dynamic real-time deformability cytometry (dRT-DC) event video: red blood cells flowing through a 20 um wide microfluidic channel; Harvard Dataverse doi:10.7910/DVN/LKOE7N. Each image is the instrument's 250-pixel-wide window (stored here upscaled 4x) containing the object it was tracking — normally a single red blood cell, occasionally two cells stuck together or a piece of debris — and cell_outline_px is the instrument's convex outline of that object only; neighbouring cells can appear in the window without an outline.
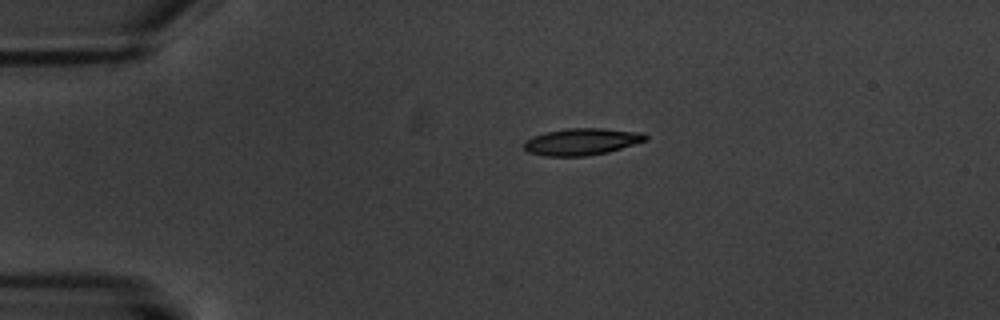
{"species": "common noctule bat (a hibernating species)", "species_latin": "Nyctalus noctula", "temperature_condition": "warm", "stored_images_in_passage": 3, "camera_frame_rate_fps": 3000, "um_per_image_px": 0.085, "animal": {"sex": "male", "body_mass_g": 20.1, "forearm_length_mm": 53.5}, "frame": {"image": 1, "passage_image": 1, "time_ms": 0.0, "image_size_px": [1000, 320], "cell_outline_px": [[648, 140], [608, 152], [584, 156], [544, 156], [528, 152], [524, 148], [524, 140], [532, 136], [544, 132], [564, 128], [600, 128], [644, 132], [648, 136]], "centroid_in_image_um": [49.44, 12.03], "position_along_channel_um": 35.6, "area_um2": 19.25}}